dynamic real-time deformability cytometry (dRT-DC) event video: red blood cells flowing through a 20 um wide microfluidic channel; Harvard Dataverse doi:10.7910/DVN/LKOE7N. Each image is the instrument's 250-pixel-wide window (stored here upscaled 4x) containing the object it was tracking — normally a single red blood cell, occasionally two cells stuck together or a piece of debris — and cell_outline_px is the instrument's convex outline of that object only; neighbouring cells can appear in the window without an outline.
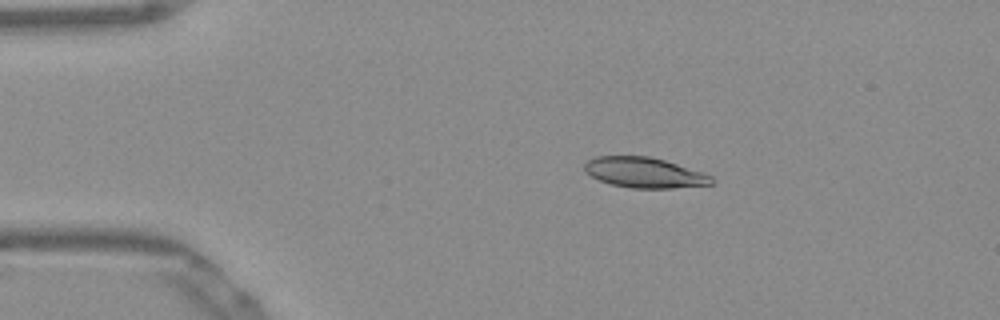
{"species": "Egyptian fruit bat (a non-hibernating species)", "species_latin": "Rousettus aegyptiacus", "temperature_condition": "warm", "stored_images_in_passage": 43, "camera_frame_rate_fps": 3000, "um_per_image_px": 0.085, "frame": {"image": 1, "passage_image": 1, "time_ms": 0.0, "image_size_px": [1000, 320], "cell_outline_px": [[712, 184], [672, 188], [632, 188], [612, 184], [600, 180], [584, 172], [584, 164], [588, 160], [596, 156], [648, 156], [664, 160], [704, 172], [712, 176]], "centroid_in_image_um": [54.76, 14.66], "position_along_channel_um": 30.2, "area_um2": 22.37}}
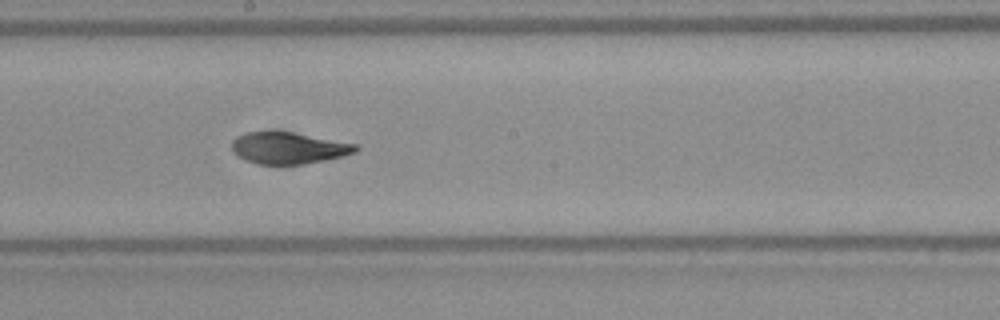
{"frame": {"image": 2, "passage_image": 20, "time_ms": 6.333, "image_size_px": [1000, 320], "cell_outline_px": [[360, 148], [356, 152], [344, 156], [324, 160], [300, 164], [260, 164], [244, 160], [232, 148], [232, 140], [236, 136], [244, 132], [292, 132], [360, 144]], "centroid_in_image_um": [24.58, 12.57], "position_along_channel_um": 223.6, "area_um2": 22.77}}
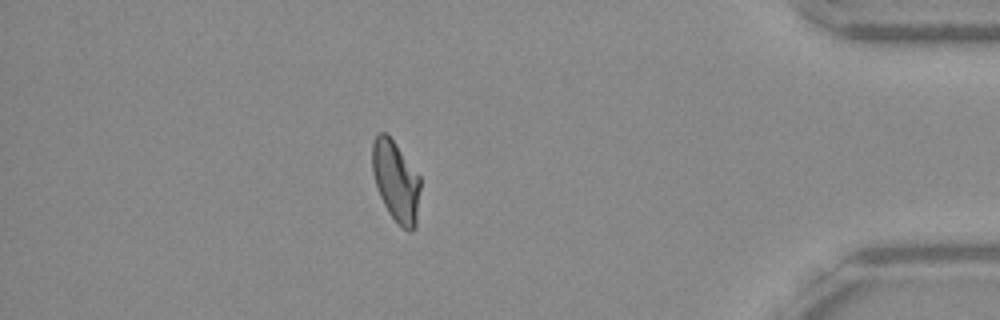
{"frame": {"image": 3, "passage_image": 37, "time_ms": 12.0, "image_size_px": [1000, 320], "cell_outline_px": [[420, 188], [416, 228], [412, 232], [408, 232], [388, 212], [380, 196], [372, 172], [372, 144], [376, 136], [380, 132], [384, 132], [392, 140], [420, 176]], "centroid_in_image_um": [33.66, 15.43], "position_along_channel_um": 401.5, "area_um2": 22.31}, "authors_computed_cell_mechanics": {"area_um2": 23.0622, "velocity_mm_per_s": 3.8729, "shape_relaxation_time_tau1_ms": 8.7418, "shape_relaxation_time_tau2_ms": 1.8544, "deformation_change_tau1": 0.2302, "deformation_change_tau2": 0.0688}}